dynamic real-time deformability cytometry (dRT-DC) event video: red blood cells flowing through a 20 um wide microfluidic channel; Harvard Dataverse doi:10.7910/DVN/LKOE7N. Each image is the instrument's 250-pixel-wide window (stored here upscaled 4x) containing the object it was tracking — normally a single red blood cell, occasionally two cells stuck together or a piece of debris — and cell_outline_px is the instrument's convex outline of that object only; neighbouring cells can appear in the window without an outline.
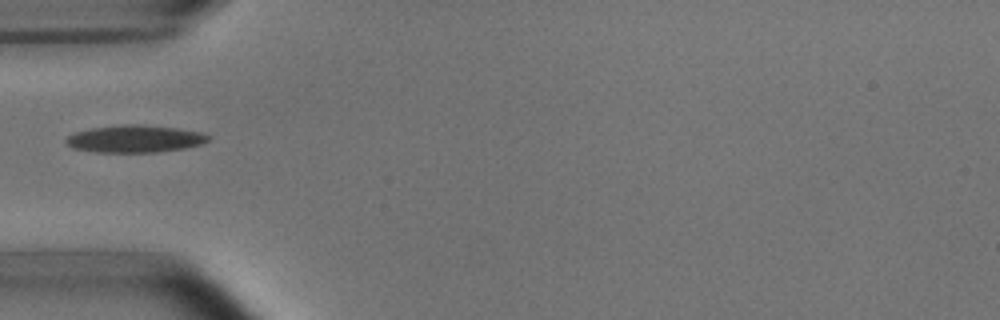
{"species": "common noctule bat (a hibernating species)", "species_latin": "Nyctalus noctula", "temperature_condition": "room temperature", "stored_images_in_passage": 1, "camera_frame_rate_fps": 3000, "um_per_image_px": 0.085, "animal": {"sex": "male", "body_mass_g": 15.6}, "frame": {"image": 1, "passage_image": 1, "time_ms": 0.0, "image_size_px": [1000, 320], "cell_outline_px": [[212, 136], [208, 140], [200, 144], [184, 148], [156, 152], [96, 152], [72, 148], [64, 140], [72, 132], [92, 128], [124, 124], [144, 124], [176, 128], [200, 132]], "centroid_in_image_um": [11.44, 11.79], "position_along_channel_um": 73.6, "area_um2": 22.66}}